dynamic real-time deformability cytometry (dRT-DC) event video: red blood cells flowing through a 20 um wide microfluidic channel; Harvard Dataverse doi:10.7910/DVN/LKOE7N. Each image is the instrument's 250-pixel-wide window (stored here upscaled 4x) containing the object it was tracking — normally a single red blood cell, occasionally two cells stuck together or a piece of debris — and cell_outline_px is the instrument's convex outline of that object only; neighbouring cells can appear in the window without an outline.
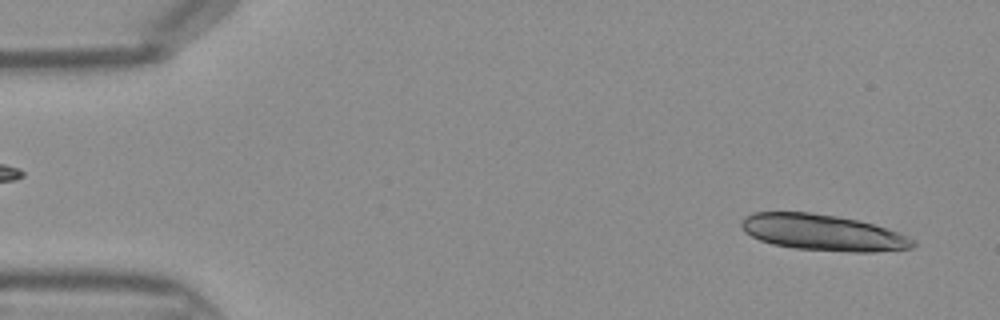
{"species": "Egyptian fruit bat (a non-hibernating species)", "species_latin": "Rousettus aegyptiacus", "temperature_condition": "warm", "stored_images_in_passage": 9, "camera_frame_rate_fps": 3000, "um_per_image_px": 0.085, "frame": {"image": 1, "passage_image": 2, "time_ms": 0.333, "image_size_px": [1000, 320], "cell_outline_px": [[916, 244], [912, 248], [876, 252], [852, 252], [796, 248], [772, 244], [760, 240], [744, 232], [740, 228], [740, 224], [744, 216], [752, 212], [812, 212], [860, 220], [900, 232], [916, 240]], "centroid_in_image_um": [69.96, 19.76], "position_along_channel_um": 15.0, "area_um2": 36.41}}